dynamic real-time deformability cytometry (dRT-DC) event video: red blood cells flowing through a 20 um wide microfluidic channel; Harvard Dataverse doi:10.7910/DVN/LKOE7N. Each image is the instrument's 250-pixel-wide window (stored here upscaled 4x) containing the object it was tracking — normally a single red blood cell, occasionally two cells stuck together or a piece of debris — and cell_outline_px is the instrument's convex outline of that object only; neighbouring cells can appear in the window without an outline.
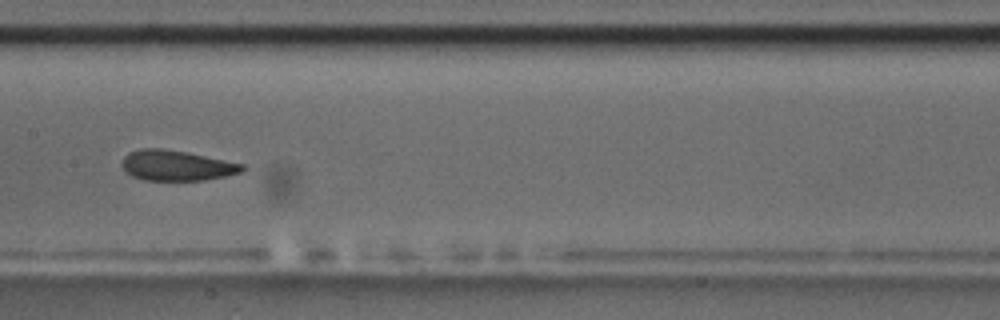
{"species": "common noctule bat (a hibernating species)", "species_latin": "Nyctalus noctula", "temperature_condition": "room temperature", "stored_images_in_passage": 10, "camera_frame_rate_fps": 3000, "um_per_image_px": 0.085, "animal": {"sex": "male", "body_mass_g": 17.5, "forearm_length_mm": 52.3}, "frame": {"image": 1, "passage_image": 7, "time_ms": 7.0, "image_size_px": [1000, 320], "cell_outline_px": [[248, 168], [240, 172], [224, 176], [204, 180], [144, 180], [132, 176], [120, 164], [124, 156], [128, 152], [140, 148], [164, 148], [188, 152], [244, 164]], "centroid_in_image_um": [15.0, 14.05], "position_along_channel_um": 192.4, "area_um2": 21.39}}